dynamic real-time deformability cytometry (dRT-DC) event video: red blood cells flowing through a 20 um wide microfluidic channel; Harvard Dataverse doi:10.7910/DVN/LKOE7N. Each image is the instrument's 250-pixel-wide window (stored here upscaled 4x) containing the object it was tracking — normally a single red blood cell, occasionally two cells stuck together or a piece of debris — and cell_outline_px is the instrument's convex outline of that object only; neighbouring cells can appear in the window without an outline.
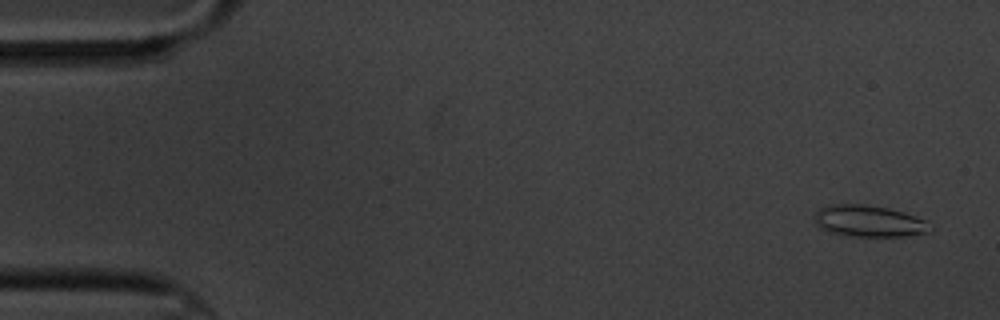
{"species": "common noctule bat (a hibernating species)", "species_latin": "Nyctalus noctula", "temperature_condition": "cold", "stored_images_in_passage": 4, "camera_frame_rate_fps": 3000, "um_per_image_px": 0.085, "animal": {"sex": "male", "body_mass_g": 20.1, "forearm_length_mm": 53.5}, "frame": {"image": 1, "passage_image": 1, "time_ms": 0.0, "image_size_px": [1000, 320], "cell_outline_px": [[936, 228], [932, 232], [908, 236], [852, 236], [832, 232], [820, 228], [816, 224], [816, 212], [820, 208], [828, 204], [860, 204], [888, 208], [904, 212], [924, 220], [932, 224]], "centroid_in_image_um": [73.94, 18.8], "position_along_channel_um": 11.1, "area_um2": 21.33}}
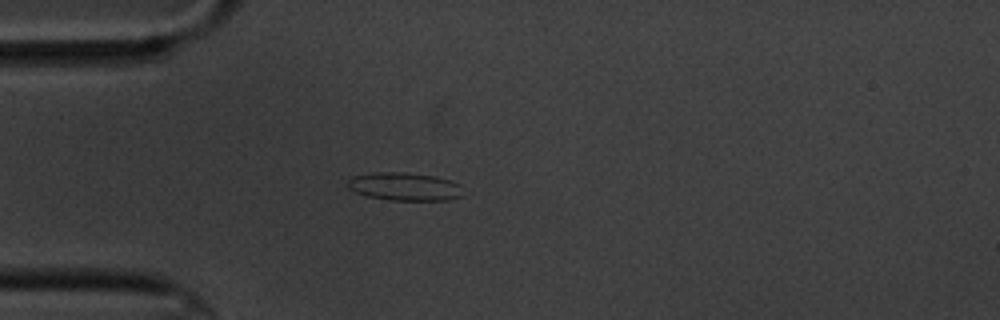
{"frame": {"image": 2, "passage_image": 4, "time_ms": 4.333, "image_size_px": [1000, 320], "cell_outline_px": [[464, 196], [448, 200], [388, 200], [368, 196], [356, 192], [348, 188], [348, 180], [352, 176], [372, 172], [404, 172], [436, 176], [452, 180], [460, 184]], "centroid_in_image_um": [34.42, 15.85], "position_along_channel_um": 50.6, "area_um2": 19.13}}